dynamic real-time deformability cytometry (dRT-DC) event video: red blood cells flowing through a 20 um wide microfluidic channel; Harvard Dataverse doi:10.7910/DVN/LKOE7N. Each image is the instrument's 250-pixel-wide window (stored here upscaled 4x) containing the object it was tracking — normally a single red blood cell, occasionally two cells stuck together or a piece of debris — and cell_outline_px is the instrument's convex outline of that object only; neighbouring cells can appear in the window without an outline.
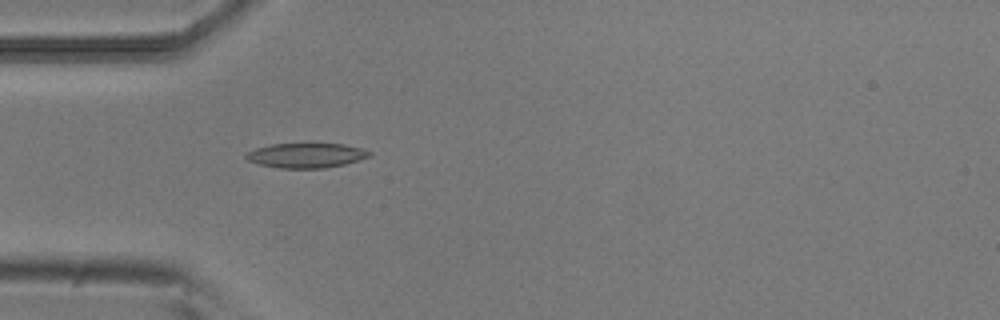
{"species": "common noctule bat (a hibernating species)", "species_latin": "Nyctalus noctula", "temperature_condition": "room temperature", "stored_images_in_passage": 35, "camera_frame_rate_fps": 3000, "um_per_image_px": 0.085, "animal": {"sex": "male", "body_mass_g": 20.5, "forearm_length_mm": 52.5}, "frame": {"image": 1, "passage_image": 1, "time_ms": 0.0, "image_size_px": [1000, 320], "cell_outline_px": [[372, 156], [344, 164], [324, 168], [280, 168], [260, 164], [248, 160], [244, 156], [248, 152], [256, 148], [272, 144], [344, 144], [364, 148], [372, 152]], "centroid_in_image_um": [26.08, 13.2], "position_along_channel_um": 58.9, "area_um2": 17.69}}
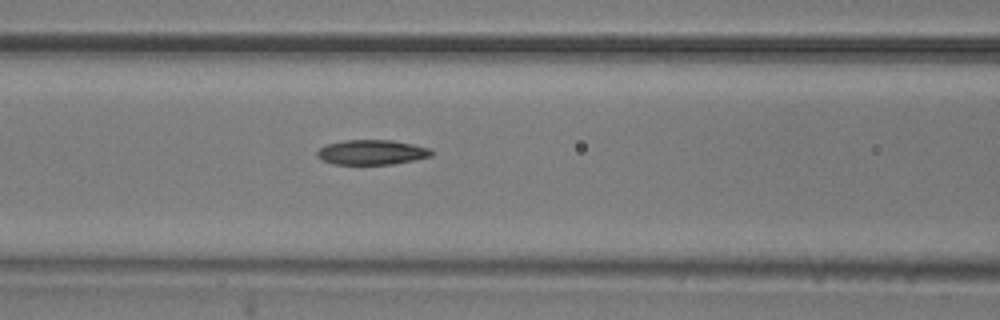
{"frame": {"image": 2, "passage_image": 7, "time_ms": 2.0, "image_size_px": [1000, 320], "cell_outline_px": [[432, 156], [416, 160], [392, 164], [332, 164], [316, 156], [316, 152], [324, 144], [344, 140], [392, 140], [432, 148]], "centroid_in_image_um": [31.6, 12.94], "position_along_channel_um": 135.0, "area_um2": 16.7}}
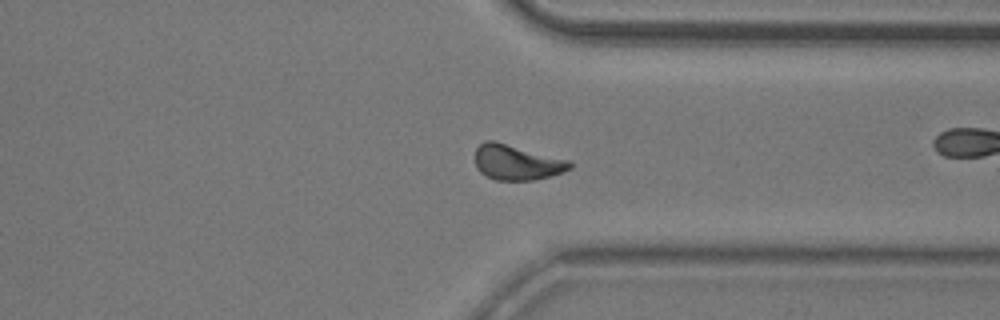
{"frame": {"image": 3, "passage_image": 22, "time_ms": 7.0, "image_size_px": [1000, 320], "cell_outline_px": [[572, 168], [564, 172], [532, 180], [496, 180], [480, 172], [476, 168], [476, 148], [484, 140], [496, 140], [568, 160], [572, 164]], "centroid_in_image_um": [43.91, 13.78], "position_along_channel_um": 367.5, "area_um2": 19.42}, "authors_computed_cell_mechanics": {"area_um2": 18.2648, "velocity_mm_per_s": 3.8856, "shape_relaxation_time_tau1_ms": 4.5672, "shape_relaxation_time_tau2_ms": 6.1329, "deformation_change_tau1": 0.1253, "deformation_change_tau2": 0.1508}}